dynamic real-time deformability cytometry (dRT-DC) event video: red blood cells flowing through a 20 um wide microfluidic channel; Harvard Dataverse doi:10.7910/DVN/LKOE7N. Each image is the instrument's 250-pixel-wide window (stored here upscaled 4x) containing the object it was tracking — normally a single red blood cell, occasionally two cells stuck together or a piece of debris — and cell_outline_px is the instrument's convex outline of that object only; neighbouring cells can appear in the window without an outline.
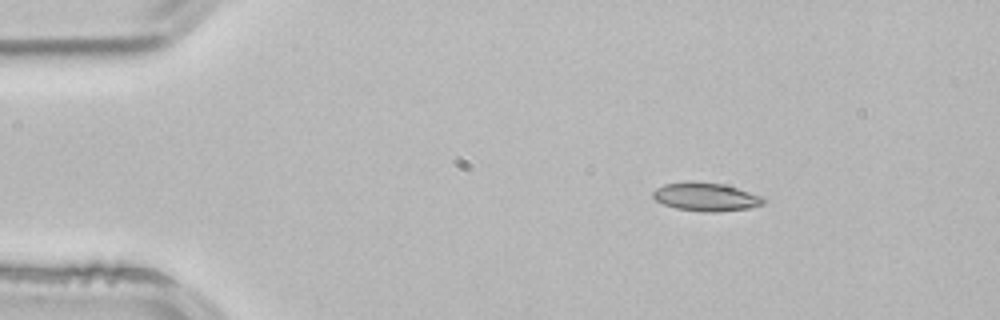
{"species": "common noctule bat (a hibernating species)", "species_latin": "Nyctalus noctula", "temperature_condition": "room temperature", "stored_images_in_passage": 3, "camera_frame_rate_fps": 3000, "um_per_image_px": 0.085, "animal": {"sex": "male", "body_mass_g": 21.5, "forearm_length_mm": 52.0}, "frame": {"image": 1, "passage_image": 1, "time_ms": 0.0, "image_size_px": [1000, 320], "cell_outline_px": [[764, 204], [748, 208], [716, 212], [704, 212], [676, 208], [664, 204], [656, 200], [652, 196], [652, 192], [656, 188], [664, 184], [684, 180], [688, 180], [724, 184], [760, 196], [764, 200]], "centroid_in_image_um": [59.93, 16.72], "position_along_channel_um": 25.1, "area_um2": 18.26}}
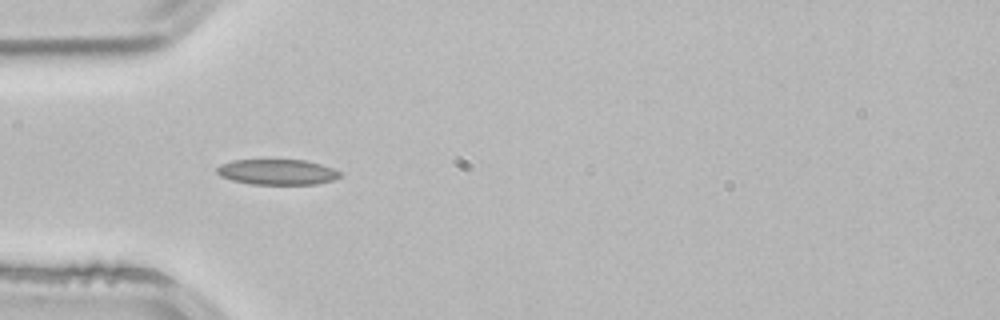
{"frame": {"image": 2, "passage_image": 2, "time_ms": 0.333, "image_size_px": [1000, 320], "cell_outline_px": [[340, 176], [336, 180], [316, 184], [252, 184], [232, 180], [220, 176], [216, 172], [216, 168], [220, 164], [232, 160], [304, 160], [320, 164], [332, 168], [340, 172]], "centroid_in_image_um": [23.55, 14.62], "position_along_channel_um": 61.4, "area_um2": 18.26}}